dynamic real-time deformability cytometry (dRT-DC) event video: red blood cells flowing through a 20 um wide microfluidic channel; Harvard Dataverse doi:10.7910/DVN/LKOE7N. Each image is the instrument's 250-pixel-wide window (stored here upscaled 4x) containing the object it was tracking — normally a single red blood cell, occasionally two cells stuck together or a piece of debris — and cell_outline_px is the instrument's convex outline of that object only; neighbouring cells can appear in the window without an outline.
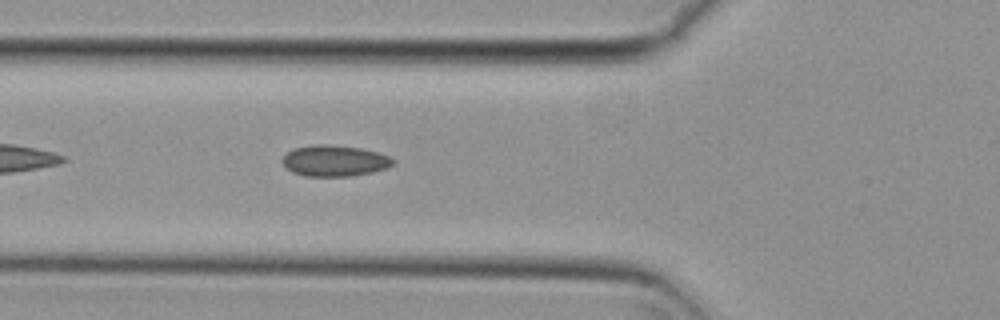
{"species": "common noctule bat (a hibernating species)", "species_latin": "Nyctalus noctula", "temperature_condition": "cold", "stored_images_in_passage": 41, "camera_frame_rate_fps": 3000, "um_per_image_px": 0.085, "animal": {"sex": "female", "body_mass_g": 29.2, "forearm_length_mm": 56.3}, "frame": {"image": 1, "passage_image": 6, "time_ms": 1.667, "image_size_px": [1000, 320], "cell_outline_px": [[396, 160], [388, 168], [372, 172], [348, 176], [304, 176], [292, 172], [280, 160], [292, 148], [312, 144], [328, 144], [360, 148], [376, 152], [388, 156]], "centroid_in_image_um": [28.41, 13.66], "position_along_channel_um": 97.4, "area_um2": 20.06}}
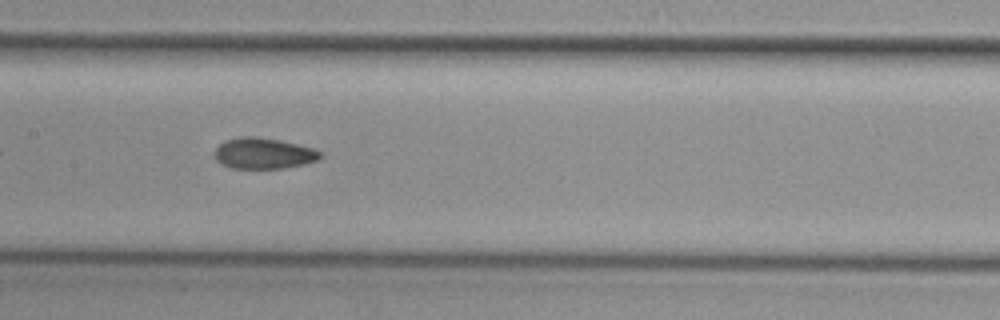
{"frame": {"image": 2, "passage_image": 13, "time_ms": 4.0, "image_size_px": [1000, 320], "cell_outline_px": [[324, 156], [320, 160], [304, 164], [284, 168], [232, 168], [216, 160], [216, 148], [224, 140], [240, 136], [256, 136], [280, 140], [312, 148], [320, 152]], "centroid_in_image_um": [22.43, 13.03], "position_along_channel_um": 185.0, "area_um2": 19.02}}
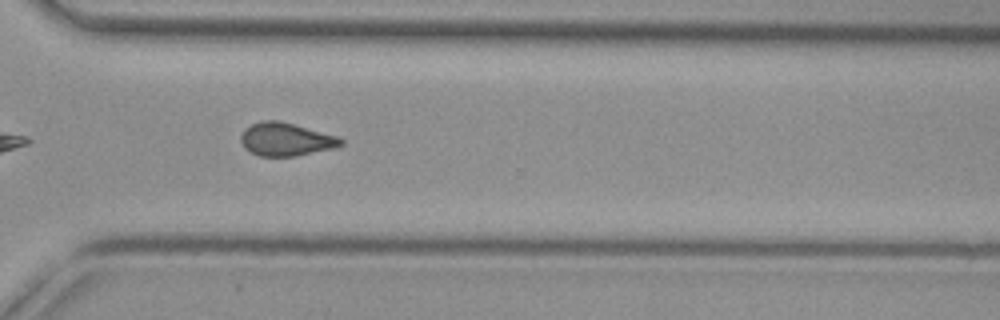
{"frame": {"image": 3, "passage_image": 26, "time_ms": 8.333, "image_size_px": [1000, 320], "cell_outline_px": [[344, 144], [332, 148], [296, 156], [260, 156], [244, 148], [240, 140], [240, 136], [244, 128], [252, 124], [264, 120], [280, 120], [336, 136], [344, 140]], "centroid_in_image_um": [24.27, 11.84], "position_along_channel_um": 346.3, "area_um2": 19.19}, "authors_computed_cell_mechanics": {"area_um2": 19.363, "velocity_mm_per_s": 3.7274, "shape_relaxation_time_tau1_ms": null, "shape_relaxation_time_tau2_ms": 3.388, "deformation_change_tau1": null, "deformation_change_tau2": 0.0884}}